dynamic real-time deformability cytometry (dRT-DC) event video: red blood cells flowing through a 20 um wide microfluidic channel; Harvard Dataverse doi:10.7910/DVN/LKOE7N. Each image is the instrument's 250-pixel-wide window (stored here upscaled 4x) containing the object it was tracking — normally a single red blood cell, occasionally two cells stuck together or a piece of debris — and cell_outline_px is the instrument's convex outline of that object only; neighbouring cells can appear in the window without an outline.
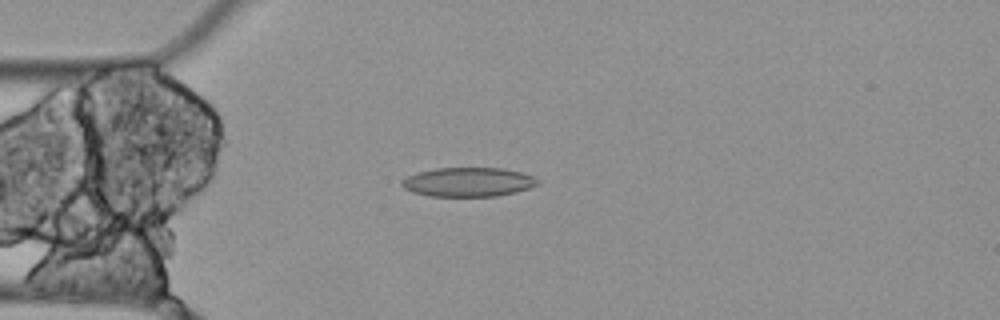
{"species": "Egyptian fruit bat (a non-hibernating species)", "species_latin": "Rousettus aegyptiacus", "temperature_condition": "cold", "stored_images_in_passage": 4, "camera_frame_rate_fps": 3000, "um_per_image_px": 0.085, "animal": {"sex": "female"}, "frame": {"image": 1, "passage_image": 4, "time_ms": 1.0, "image_size_px": [1000, 320], "cell_outline_px": [[540, 184], [516, 192], [496, 196], [428, 196], [412, 192], [404, 188], [400, 184], [400, 180], [416, 172], [436, 168], [500, 168], [520, 172], [536, 176], [540, 180]], "centroid_in_image_um": [39.8, 15.47], "position_along_channel_um": 45.2, "area_um2": 23.29}}